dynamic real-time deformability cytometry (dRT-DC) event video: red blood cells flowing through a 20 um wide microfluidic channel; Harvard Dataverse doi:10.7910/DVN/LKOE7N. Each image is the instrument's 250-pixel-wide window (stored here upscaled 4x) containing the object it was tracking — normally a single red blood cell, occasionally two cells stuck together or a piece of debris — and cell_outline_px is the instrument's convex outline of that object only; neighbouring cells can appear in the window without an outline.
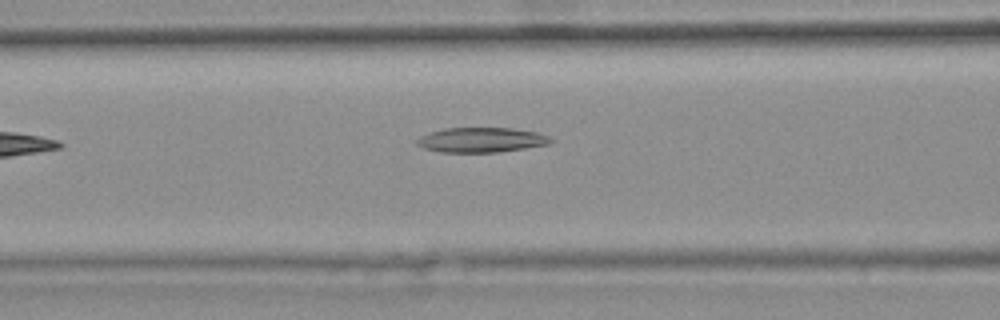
{"species": "common noctule bat (a hibernating species)", "species_latin": "Nyctalus noctula", "temperature_condition": "warm", "stored_images_in_passage": 5, "camera_frame_rate_fps": 3000, "um_per_image_px": 0.085, "animal": {"sex": "female", "body_mass_g": 25.1}, "frame": {"image": 1, "passage_image": 5, "time_ms": 1.333, "image_size_px": [1000, 320], "cell_outline_px": [[552, 140], [548, 144], [524, 148], [496, 152], [440, 152], [424, 148], [416, 144], [416, 140], [420, 136], [444, 128], [512, 128], [536, 132], [548, 136]], "centroid_in_image_um": [40.88, 11.89], "position_along_channel_um": 125.7, "area_um2": 19.13}}